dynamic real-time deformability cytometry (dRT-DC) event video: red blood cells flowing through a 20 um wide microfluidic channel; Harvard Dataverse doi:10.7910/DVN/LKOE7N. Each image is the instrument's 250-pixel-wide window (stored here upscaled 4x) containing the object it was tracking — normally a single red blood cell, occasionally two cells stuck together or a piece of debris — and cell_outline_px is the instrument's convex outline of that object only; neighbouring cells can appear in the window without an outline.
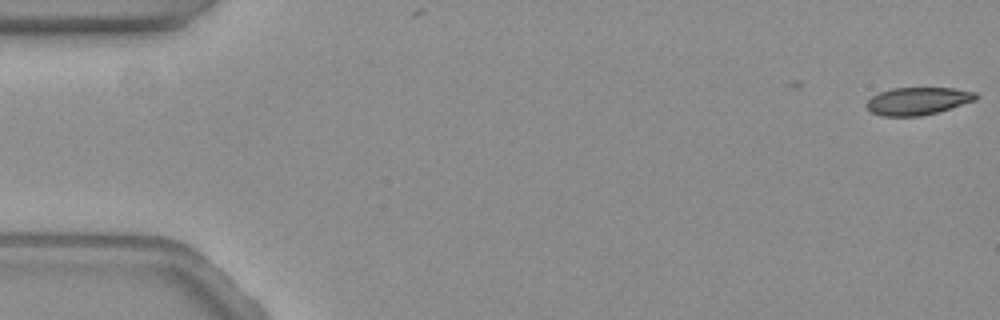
{"species": "common noctule bat (a hibernating species)", "species_latin": "Nyctalus noctula", "temperature_condition": "warm", "stored_images_in_passage": 13, "camera_frame_rate_fps": 3000, "um_per_image_px": 0.085, "animal": {"sex": "female", "body_mass_g": 19.3, "forearm_length_mm": 54.1}, "frame": {"image": 1, "passage_image": 1, "time_ms": 0.0, "image_size_px": [1000, 320], "cell_outline_px": [[980, 96], [976, 100], [940, 112], [920, 116], [880, 116], [872, 112], [864, 104], [872, 96], [880, 92], [892, 88], [952, 88], [976, 92]], "centroid_in_image_um": [78.03, 8.59], "position_along_channel_um": 7.0, "area_um2": 17.74}}